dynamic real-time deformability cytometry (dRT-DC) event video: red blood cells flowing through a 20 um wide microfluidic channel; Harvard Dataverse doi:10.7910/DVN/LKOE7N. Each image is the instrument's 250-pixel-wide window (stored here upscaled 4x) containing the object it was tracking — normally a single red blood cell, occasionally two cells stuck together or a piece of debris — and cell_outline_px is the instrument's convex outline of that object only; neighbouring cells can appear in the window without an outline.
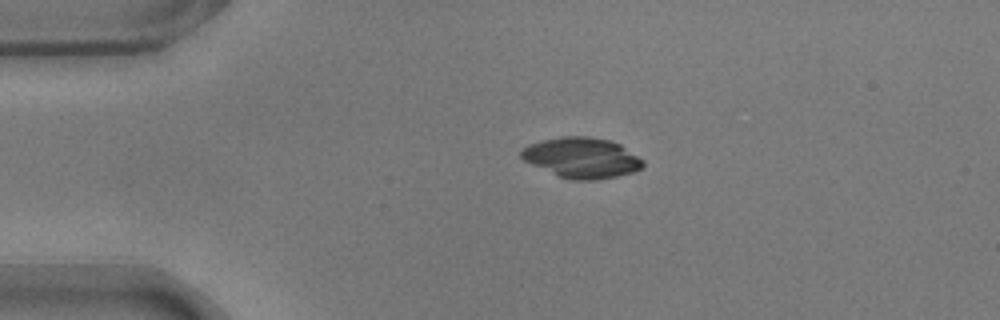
{"species": "common noctule bat (a hibernating species)", "species_latin": "Nyctalus noctula", "temperature_condition": "warm", "stored_images_in_passage": 36, "camera_frame_rate_fps": 3000, "um_per_image_px": 0.085, "animal": {"sex": "male", "body_mass_g": 17.9}, "frame": {"image": 1, "passage_image": 1, "time_ms": 0.0, "image_size_px": [1000, 320], "cell_outline_px": [[644, 168], [632, 172], [616, 176], [596, 180], [572, 180], [556, 176], [524, 160], [520, 156], [520, 152], [528, 144], [560, 136], [588, 136], [608, 140], [620, 144], [644, 160]], "centroid_in_image_um": [49.46, 13.41], "position_along_channel_um": 35.5, "area_um2": 28.73}}
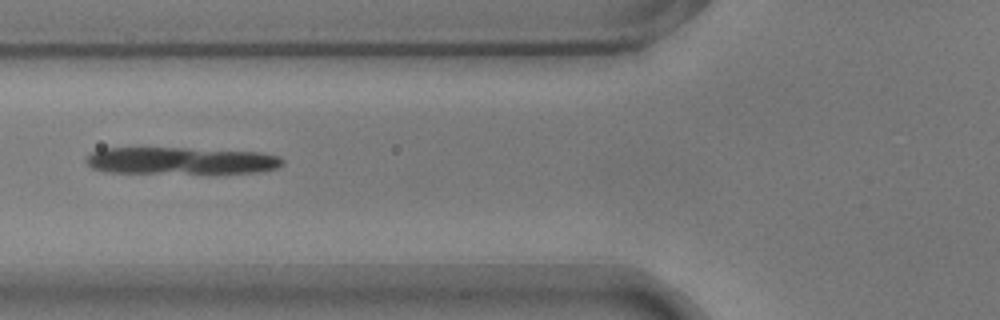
{"frame": {"image": 2, "passage_image": 10, "time_ms": 3.0, "image_size_px": [1000, 320], "cell_outline_px": [[284, 164], [276, 168], [256, 172], [108, 172], [92, 168], [84, 160], [92, 152], [100, 148], [188, 148], [260, 152], [280, 156], [284, 160]], "centroid_in_image_um": [15.37, 13.64], "position_along_channel_um": 110.4, "area_um2": 30.58}}
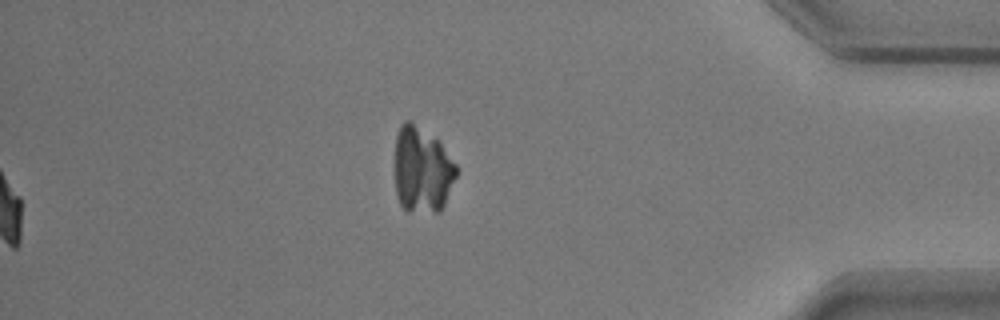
{"frame": {"image": 3, "passage_image": 36, "time_ms": 11.667, "image_size_px": [1000, 320], "cell_outline_px": [[456, 176], [444, 204], [440, 212], [408, 212], [400, 204], [396, 192], [396, 136], [400, 124], [404, 120], [408, 120], [436, 140], [440, 144], [456, 164]], "centroid_in_image_um": [35.87, 14.48], "position_along_channel_um": 399.3, "area_um2": 30.29}}